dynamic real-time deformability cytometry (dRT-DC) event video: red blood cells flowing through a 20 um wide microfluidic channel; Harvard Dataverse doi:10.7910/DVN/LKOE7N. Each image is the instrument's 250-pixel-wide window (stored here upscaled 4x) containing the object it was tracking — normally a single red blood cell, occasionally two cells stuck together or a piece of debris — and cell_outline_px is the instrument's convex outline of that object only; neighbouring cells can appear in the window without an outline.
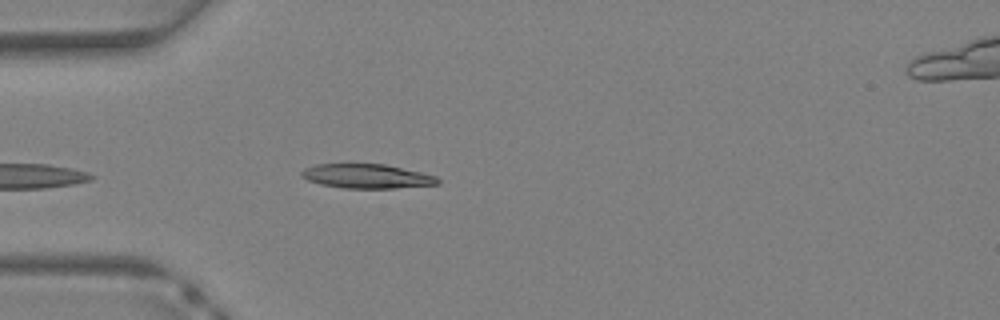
{"species": "Egyptian fruit bat (a non-hibernating species)", "species_latin": "Rousettus aegyptiacus", "temperature_condition": "warm", "stored_images_in_passage": 26, "camera_frame_rate_fps": 3000, "um_per_image_px": 0.085, "animal": {"sex": "female"}, "frame": {"image": 1, "passage_image": 1, "time_ms": 0.0, "image_size_px": [1000, 320], "cell_outline_px": [[440, 184], [396, 188], [344, 188], [320, 184], [308, 180], [300, 176], [300, 172], [304, 168], [316, 164], [344, 160], [384, 164], [420, 172], [436, 176], [440, 180]], "centroid_in_image_um": [31.09, 14.92], "position_along_channel_um": 53.9, "area_um2": 20.23}}
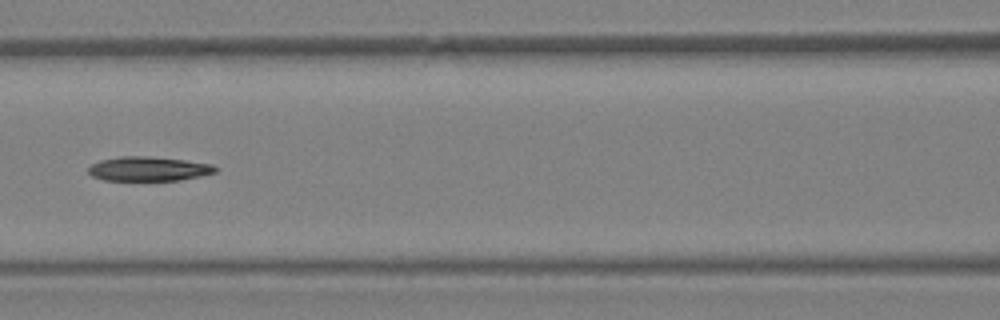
{"frame": {"image": 2, "passage_image": 7, "time_ms": 2.0, "image_size_px": [1000, 320], "cell_outline_px": [[216, 172], [200, 176], [180, 180], [104, 180], [92, 176], [88, 172], [88, 168], [92, 164], [100, 160], [120, 156], [148, 156], [184, 160], [212, 164], [216, 168]], "centroid_in_image_um": [12.61, 14.35], "position_along_channel_um": 154.0, "area_um2": 17.92}}
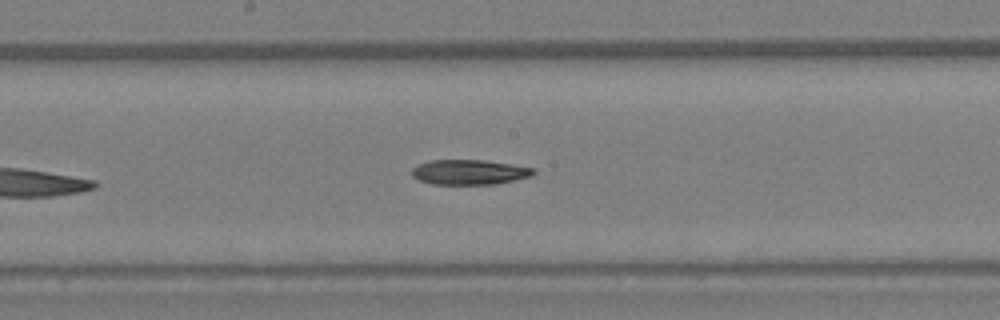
{"frame": {"image": 3, "passage_image": 10, "time_ms": 3.0, "image_size_px": [1000, 320], "cell_outline_px": [[536, 172], [532, 176], [496, 184], [432, 184], [416, 180], [412, 176], [412, 168], [416, 164], [428, 160], [484, 160], [512, 164], [536, 168]], "centroid_in_image_um": [39.87, 14.63], "position_along_channel_um": 208.3, "area_um2": 17.98}}